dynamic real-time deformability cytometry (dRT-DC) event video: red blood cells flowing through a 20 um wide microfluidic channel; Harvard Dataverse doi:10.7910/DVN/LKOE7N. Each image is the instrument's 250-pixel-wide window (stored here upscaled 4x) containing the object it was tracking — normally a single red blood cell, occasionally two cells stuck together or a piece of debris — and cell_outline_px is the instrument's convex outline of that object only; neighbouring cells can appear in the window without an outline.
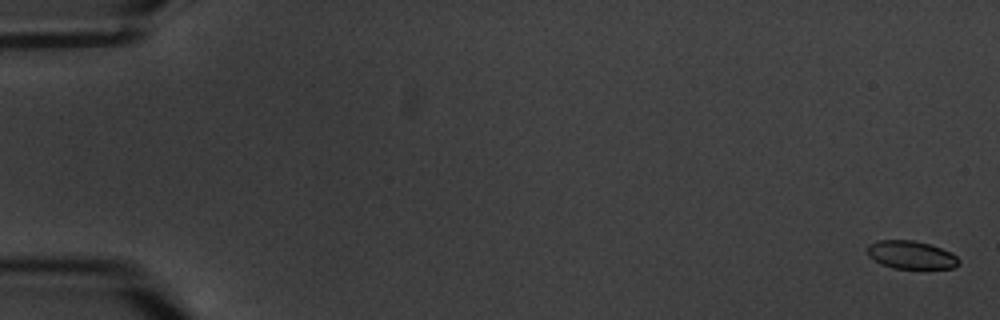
{"species": "common noctule bat (a hibernating species)", "species_latin": "Nyctalus noctula", "temperature_condition": "warm", "stored_images_in_passage": 7, "segment_of_instrument_passage": [1, 2], "camera_frame_rate_fps": 3000, "um_per_image_px": 0.085, "animal": {"sex": "male", "body_mass_g": 20.1, "forearm_length_mm": 53.5}, "frame": {"image": 1, "passage_image": 1, "time_ms": 0.0, "image_size_px": [1000, 320], "cell_outline_px": [[960, 264], [952, 268], [892, 268], [880, 264], [868, 256], [868, 244], [876, 240], [912, 240], [928, 244], [952, 252], [960, 260]], "centroid_in_image_um": [77.43, 21.66], "position_along_channel_um": 7.6, "area_um2": 14.97}}
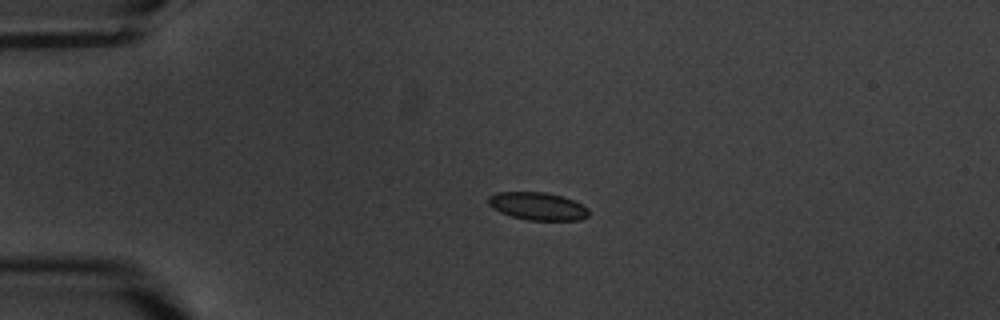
{"frame": {"image": 2, "passage_image": 5, "time_ms": 4.667, "image_size_px": [1000, 320], "cell_outline_px": [[588, 216], [580, 220], [528, 220], [512, 216], [500, 212], [492, 208], [488, 204], [488, 196], [496, 192], [544, 192], [560, 196], [572, 200], [588, 208]], "centroid_in_image_um": [45.66, 17.52], "position_along_channel_um": 39.3, "area_um2": 16.13}}